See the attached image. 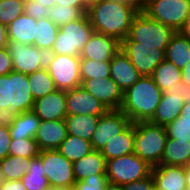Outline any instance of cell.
Wrapping results in <instances>:
<instances>
[{
  "label": "cell",
  "mask_w": 190,
  "mask_h": 190,
  "mask_svg": "<svg viewBox=\"0 0 190 190\" xmlns=\"http://www.w3.org/2000/svg\"><path fill=\"white\" fill-rule=\"evenodd\" d=\"M134 123V153L152 167L160 165L168 137L165 127L150 122Z\"/></svg>",
  "instance_id": "3957f363"
},
{
  "label": "cell",
  "mask_w": 190,
  "mask_h": 190,
  "mask_svg": "<svg viewBox=\"0 0 190 190\" xmlns=\"http://www.w3.org/2000/svg\"><path fill=\"white\" fill-rule=\"evenodd\" d=\"M190 0H149L142 10L149 18L181 31L189 19Z\"/></svg>",
  "instance_id": "52a82bcc"
},
{
  "label": "cell",
  "mask_w": 190,
  "mask_h": 190,
  "mask_svg": "<svg viewBox=\"0 0 190 190\" xmlns=\"http://www.w3.org/2000/svg\"><path fill=\"white\" fill-rule=\"evenodd\" d=\"M57 150L69 161L74 162L89 154L93 149L90 141L78 136L67 135Z\"/></svg>",
  "instance_id": "f546056e"
},
{
  "label": "cell",
  "mask_w": 190,
  "mask_h": 190,
  "mask_svg": "<svg viewBox=\"0 0 190 190\" xmlns=\"http://www.w3.org/2000/svg\"><path fill=\"white\" fill-rule=\"evenodd\" d=\"M99 117L94 115H67L65 118L67 134L90 141Z\"/></svg>",
  "instance_id": "4316f807"
},
{
  "label": "cell",
  "mask_w": 190,
  "mask_h": 190,
  "mask_svg": "<svg viewBox=\"0 0 190 190\" xmlns=\"http://www.w3.org/2000/svg\"><path fill=\"white\" fill-rule=\"evenodd\" d=\"M190 164V141L167 137L160 165L186 166Z\"/></svg>",
  "instance_id": "d4e9b609"
},
{
  "label": "cell",
  "mask_w": 190,
  "mask_h": 190,
  "mask_svg": "<svg viewBox=\"0 0 190 190\" xmlns=\"http://www.w3.org/2000/svg\"><path fill=\"white\" fill-rule=\"evenodd\" d=\"M165 59L183 69L190 62V41L180 31L175 32L165 51Z\"/></svg>",
  "instance_id": "484cf974"
},
{
  "label": "cell",
  "mask_w": 190,
  "mask_h": 190,
  "mask_svg": "<svg viewBox=\"0 0 190 190\" xmlns=\"http://www.w3.org/2000/svg\"><path fill=\"white\" fill-rule=\"evenodd\" d=\"M24 14V0H0V23L8 26Z\"/></svg>",
  "instance_id": "74e56055"
},
{
  "label": "cell",
  "mask_w": 190,
  "mask_h": 190,
  "mask_svg": "<svg viewBox=\"0 0 190 190\" xmlns=\"http://www.w3.org/2000/svg\"><path fill=\"white\" fill-rule=\"evenodd\" d=\"M39 157L49 184L60 188H73L76 182L73 162L61 155L57 149L42 150Z\"/></svg>",
  "instance_id": "8fae6325"
},
{
  "label": "cell",
  "mask_w": 190,
  "mask_h": 190,
  "mask_svg": "<svg viewBox=\"0 0 190 190\" xmlns=\"http://www.w3.org/2000/svg\"><path fill=\"white\" fill-rule=\"evenodd\" d=\"M20 180L27 190H42L49 185L39 156L31 159L28 172Z\"/></svg>",
  "instance_id": "836d02e7"
},
{
  "label": "cell",
  "mask_w": 190,
  "mask_h": 190,
  "mask_svg": "<svg viewBox=\"0 0 190 190\" xmlns=\"http://www.w3.org/2000/svg\"><path fill=\"white\" fill-rule=\"evenodd\" d=\"M56 4H59V5H62V6L78 7L84 13H87L88 6H89L86 3V0H56Z\"/></svg>",
  "instance_id": "bcb514c9"
},
{
  "label": "cell",
  "mask_w": 190,
  "mask_h": 190,
  "mask_svg": "<svg viewBox=\"0 0 190 190\" xmlns=\"http://www.w3.org/2000/svg\"><path fill=\"white\" fill-rule=\"evenodd\" d=\"M122 51L141 76H150L154 69L165 59V52L156 46L138 45L126 37L120 42Z\"/></svg>",
  "instance_id": "7c38bea8"
},
{
  "label": "cell",
  "mask_w": 190,
  "mask_h": 190,
  "mask_svg": "<svg viewBox=\"0 0 190 190\" xmlns=\"http://www.w3.org/2000/svg\"><path fill=\"white\" fill-rule=\"evenodd\" d=\"M9 43L7 26L0 23V50L6 49Z\"/></svg>",
  "instance_id": "681fc988"
},
{
  "label": "cell",
  "mask_w": 190,
  "mask_h": 190,
  "mask_svg": "<svg viewBox=\"0 0 190 190\" xmlns=\"http://www.w3.org/2000/svg\"><path fill=\"white\" fill-rule=\"evenodd\" d=\"M151 175L161 190H186L183 166L157 165L152 167Z\"/></svg>",
  "instance_id": "44dd1931"
},
{
  "label": "cell",
  "mask_w": 190,
  "mask_h": 190,
  "mask_svg": "<svg viewBox=\"0 0 190 190\" xmlns=\"http://www.w3.org/2000/svg\"><path fill=\"white\" fill-rule=\"evenodd\" d=\"M155 186L153 176L150 175L147 178L122 185L121 188L122 190H154Z\"/></svg>",
  "instance_id": "b9f144b4"
},
{
  "label": "cell",
  "mask_w": 190,
  "mask_h": 190,
  "mask_svg": "<svg viewBox=\"0 0 190 190\" xmlns=\"http://www.w3.org/2000/svg\"><path fill=\"white\" fill-rule=\"evenodd\" d=\"M81 87L98 99L108 110L121 108L123 92L110 77L84 80Z\"/></svg>",
  "instance_id": "9a60e30c"
},
{
  "label": "cell",
  "mask_w": 190,
  "mask_h": 190,
  "mask_svg": "<svg viewBox=\"0 0 190 190\" xmlns=\"http://www.w3.org/2000/svg\"><path fill=\"white\" fill-rule=\"evenodd\" d=\"M49 9L43 4H39L35 0H24V13L33 17L36 20L46 18L48 16Z\"/></svg>",
  "instance_id": "60d3db41"
},
{
  "label": "cell",
  "mask_w": 190,
  "mask_h": 190,
  "mask_svg": "<svg viewBox=\"0 0 190 190\" xmlns=\"http://www.w3.org/2000/svg\"><path fill=\"white\" fill-rule=\"evenodd\" d=\"M135 123H130L121 133L108 141L101 149L105 160L134 153Z\"/></svg>",
  "instance_id": "7402d4cb"
},
{
  "label": "cell",
  "mask_w": 190,
  "mask_h": 190,
  "mask_svg": "<svg viewBox=\"0 0 190 190\" xmlns=\"http://www.w3.org/2000/svg\"><path fill=\"white\" fill-rule=\"evenodd\" d=\"M93 32L89 17L85 13L81 18L59 27L50 54L79 56Z\"/></svg>",
  "instance_id": "277c9868"
},
{
  "label": "cell",
  "mask_w": 190,
  "mask_h": 190,
  "mask_svg": "<svg viewBox=\"0 0 190 190\" xmlns=\"http://www.w3.org/2000/svg\"><path fill=\"white\" fill-rule=\"evenodd\" d=\"M139 10L130 3L101 0L88 6L87 15L95 32L116 38L119 42L129 33Z\"/></svg>",
  "instance_id": "6da1fadb"
},
{
  "label": "cell",
  "mask_w": 190,
  "mask_h": 190,
  "mask_svg": "<svg viewBox=\"0 0 190 190\" xmlns=\"http://www.w3.org/2000/svg\"><path fill=\"white\" fill-rule=\"evenodd\" d=\"M40 122V118L33 111L21 113L9 127L11 138H34Z\"/></svg>",
  "instance_id": "83f0119b"
},
{
  "label": "cell",
  "mask_w": 190,
  "mask_h": 190,
  "mask_svg": "<svg viewBox=\"0 0 190 190\" xmlns=\"http://www.w3.org/2000/svg\"><path fill=\"white\" fill-rule=\"evenodd\" d=\"M40 120H65L66 91L56 89L48 95L34 101L32 110Z\"/></svg>",
  "instance_id": "ac0fdd59"
},
{
  "label": "cell",
  "mask_w": 190,
  "mask_h": 190,
  "mask_svg": "<svg viewBox=\"0 0 190 190\" xmlns=\"http://www.w3.org/2000/svg\"><path fill=\"white\" fill-rule=\"evenodd\" d=\"M67 135L65 120H41L34 139L40 151L52 150L58 149Z\"/></svg>",
  "instance_id": "d6986e66"
},
{
  "label": "cell",
  "mask_w": 190,
  "mask_h": 190,
  "mask_svg": "<svg viewBox=\"0 0 190 190\" xmlns=\"http://www.w3.org/2000/svg\"><path fill=\"white\" fill-rule=\"evenodd\" d=\"M0 190H27L21 180H4L0 184Z\"/></svg>",
  "instance_id": "7dc6e473"
},
{
  "label": "cell",
  "mask_w": 190,
  "mask_h": 190,
  "mask_svg": "<svg viewBox=\"0 0 190 190\" xmlns=\"http://www.w3.org/2000/svg\"><path fill=\"white\" fill-rule=\"evenodd\" d=\"M4 181V175H3V172H2V168H1V165H0V184Z\"/></svg>",
  "instance_id": "91938a15"
},
{
  "label": "cell",
  "mask_w": 190,
  "mask_h": 190,
  "mask_svg": "<svg viewBox=\"0 0 190 190\" xmlns=\"http://www.w3.org/2000/svg\"><path fill=\"white\" fill-rule=\"evenodd\" d=\"M16 115L10 112L7 108L0 109V125L10 127L15 120Z\"/></svg>",
  "instance_id": "c3c4849f"
},
{
  "label": "cell",
  "mask_w": 190,
  "mask_h": 190,
  "mask_svg": "<svg viewBox=\"0 0 190 190\" xmlns=\"http://www.w3.org/2000/svg\"><path fill=\"white\" fill-rule=\"evenodd\" d=\"M58 31L59 27L47 17L37 20L36 38L33 45L39 49H46L50 52Z\"/></svg>",
  "instance_id": "1f68e13d"
},
{
  "label": "cell",
  "mask_w": 190,
  "mask_h": 190,
  "mask_svg": "<svg viewBox=\"0 0 190 190\" xmlns=\"http://www.w3.org/2000/svg\"><path fill=\"white\" fill-rule=\"evenodd\" d=\"M7 49L12 59L13 71L29 75L47 68L50 52L46 49L15 41H9Z\"/></svg>",
  "instance_id": "9c48e42d"
},
{
  "label": "cell",
  "mask_w": 190,
  "mask_h": 190,
  "mask_svg": "<svg viewBox=\"0 0 190 190\" xmlns=\"http://www.w3.org/2000/svg\"><path fill=\"white\" fill-rule=\"evenodd\" d=\"M121 3H130L135 6L139 11H142L148 4L149 0H109Z\"/></svg>",
  "instance_id": "f907efd6"
},
{
  "label": "cell",
  "mask_w": 190,
  "mask_h": 190,
  "mask_svg": "<svg viewBox=\"0 0 190 190\" xmlns=\"http://www.w3.org/2000/svg\"><path fill=\"white\" fill-rule=\"evenodd\" d=\"M151 170L152 166L135 153L106 161L107 180L121 186L149 177Z\"/></svg>",
  "instance_id": "8992f818"
},
{
  "label": "cell",
  "mask_w": 190,
  "mask_h": 190,
  "mask_svg": "<svg viewBox=\"0 0 190 190\" xmlns=\"http://www.w3.org/2000/svg\"><path fill=\"white\" fill-rule=\"evenodd\" d=\"M37 20L25 13L7 26L9 41L33 45L36 38Z\"/></svg>",
  "instance_id": "cb8c5ba5"
},
{
  "label": "cell",
  "mask_w": 190,
  "mask_h": 190,
  "mask_svg": "<svg viewBox=\"0 0 190 190\" xmlns=\"http://www.w3.org/2000/svg\"><path fill=\"white\" fill-rule=\"evenodd\" d=\"M141 77V74L122 51H119L110 61V78L119 86L123 93Z\"/></svg>",
  "instance_id": "ffe728a7"
},
{
  "label": "cell",
  "mask_w": 190,
  "mask_h": 190,
  "mask_svg": "<svg viewBox=\"0 0 190 190\" xmlns=\"http://www.w3.org/2000/svg\"><path fill=\"white\" fill-rule=\"evenodd\" d=\"M179 116L184 118H190V99H188L187 102L184 103V106Z\"/></svg>",
  "instance_id": "f5cc1de1"
},
{
  "label": "cell",
  "mask_w": 190,
  "mask_h": 190,
  "mask_svg": "<svg viewBox=\"0 0 190 190\" xmlns=\"http://www.w3.org/2000/svg\"><path fill=\"white\" fill-rule=\"evenodd\" d=\"M76 181H82L91 175H106V160L101 151L92 150L72 164Z\"/></svg>",
  "instance_id": "603a6c76"
},
{
  "label": "cell",
  "mask_w": 190,
  "mask_h": 190,
  "mask_svg": "<svg viewBox=\"0 0 190 190\" xmlns=\"http://www.w3.org/2000/svg\"><path fill=\"white\" fill-rule=\"evenodd\" d=\"M42 190H73V188H60V187H55L51 184L47 185L44 189Z\"/></svg>",
  "instance_id": "680465c9"
},
{
  "label": "cell",
  "mask_w": 190,
  "mask_h": 190,
  "mask_svg": "<svg viewBox=\"0 0 190 190\" xmlns=\"http://www.w3.org/2000/svg\"><path fill=\"white\" fill-rule=\"evenodd\" d=\"M181 81L190 86V62L181 69Z\"/></svg>",
  "instance_id": "816d5d0a"
},
{
  "label": "cell",
  "mask_w": 190,
  "mask_h": 190,
  "mask_svg": "<svg viewBox=\"0 0 190 190\" xmlns=\"http://www.w3.org/2000/svg\"><path fill=\"white\" fill-rule=\"evenodd\" d=\"M38 1L39 4H43L45 7H47L49 10L56 5V0H35Z\"/></svg>",
  "instance_id": "6f0895ef"
},
{
  "label": "cell",
  "mask_w": 190,
  "mask_h": 190,
  "mask_svg": "<svg viewBox=\"0 0 190 190\" xmlns=\"http://www.w3.org/2000/svg\"><path fill=\"white\" fill-rule=\"evenodd\" d=\"M150 77L161 91L178 86L181 81V69L177 68L172 62L164 59L153 71Z\"/></svg>",
  "instance_id": "f1b7e54d"
},
{
  "label": "cell",
  "mask_w": 190,
  "mask_h": 190,
  "mask_svg": "<svg viewBox=\"0 0 190 190\" xmlns=\"http://www.w3.org/2000/svg\"><path fill=\"white\" fill-rule=\"evenodd\" d=\"M103 190H122L121 185L107 182L103 188Z\"/></svg>",
  "instance_id": "9f6ffc18"
},
{
  "label": "cell",
  "mask_w": 190,
  "mask_h": 190,
  "mask_svg": "<svg viewBox=\"0 0 190 190\" xmlns=\"http://www.w3.org/2000/svg\"><path fill=\"white\" fill-rule=\"evenodd\" d=\"M39 153L40 149L34 138H12L9 155L32 159L38 157Z\"/></svg>",
  "instance_id": "8d00e7d4"
},
{
  "label": "cell",
  "mask_w": 190,
  "mask_h": 190,
  "mask_svg": "<svg viewBox=\"0 0 190 190\" xmlns=\"http://www.w3.org/2000/svg\"><path fill=\"white\" fill-rule=\"evenodd\" d=\"M174 33L172 28L139 11L132 21L127 37L133 42H138V45L156 46V49L165 52Z\"/></svg>",
  "instance_id": "5b68a950"
},
{
  "label": "cell",
  "mask_w": 190,
  "mask_h": 190,
  "mask_svg": "<svg viewBox=\"0 0 190 190\" xmlns=\"http://www.w3.org/2000/svg\"><path fill=\"white\" fill-rule=\"evenodd\" d=\"M28 76L11 71L9 73V107L7 108L14 115L19 116L23 112L32 111L34 106Z\"/></svg>",
  "instance_id": "5bb4252c"
},
{
  "label": "cell",
  "mask_w": 190,
  "mask_h": 190,
  "mask_svg": "<svg viewBox=\"0 0 190 190\" xmlns=\"http://www.w3.org/2000/svg\"><path fill=\"white\" fill-rule=\"evenodd\" d=\"M27 76L30 91L34 100L42 98L56 90L54 81L46 68L35 71Z\"/></svg>",
  "instance_id": "4dcf8cb0"
},
{
  "label": "cell",
  "mask_w": 190,
  "mask_h": 190,
  "mask_svg": "<svg viewBox=\"0 0 190 190\" xmlns=\"http://www.w3.org/2000/svg\"><path fill=\"white\" fill-rule=\"evenodd\" d=\"M31 159L9 155L0 161L4 180H20L27 172Z\"/></svg>",
  "instance_id": "d6a6232c"
},
{
  "label": "cell",
  "mask_w": 190,
  "mask_h": 190,
  "mask_svg": "<svg viewBox=\"0 0 190 190\" xmlns=\"http://www.w3.org/2000/svg\"><path fill=\"white\" fill-rule=\"evenodd\" d=\"M180 32L183 33L190 41V18L186 21L183 29Z\"/></svg>",
  "instance_id": "11a10c76"
},
{
  "label": "cell",
  "mask_w": 190,
  "mask_h": 190,
  "mask_svg": "<svg viewBox=\"0 0 190 190\" xmlns=\"http://www.w3.org/2000/svg\"><path fill=\"white\" fill-rule=\"evenodd\" d=\"M120 51V42L111 36L93 32L79 57L98 62H110Z\"/></svg>",
  "instance_id": "e0dca14e"
},
{
  "label": "cell",
  "mask_w": 190,
  "mask_h": 190,
  "mask_svg": "<svg viewBox=\"0 0 190 190\" xmlns=\"http://www.w3.org/2000/svg\"><path fill=\"white\" fill-rule=\"evenodd\" d=\"M107 182L106 175H91L82 181H76L73 190H103Z\"/></svg>",
  "instance_id": "ab89813d"
},
{
  "label": "cell",
  "mask_w": 190,
  "mask_h": 190,
  "mask_svg": "<svg viewBox=\"0 0 190 190\" xmlns=\"http://www.w3.org/2000/svg\"><path fill=\"white\" fill-rule=\"evenodd\" d=\"M46 69L56 89L68 91L81 86L79 56L50 54Z\"/></svg>",
  "instance_id": "ba28073f"
},
{
  "label": "cell",
  "mask_w": 190,
  "mask_h": 190,
  "mask_svg": "<svg viewBox=\"0 0 190 190\" xmlns=\"http://www.w3.org/2000/svg\"><path fill=\"white\" fill-rule=\"evenodd\" d=\"M97 1H101V0H86V3H87L88 5H90V4H92V3H94V2H97Z\"/></svg>",
  "instance_id": "94428289"
},
{
  "label": "cell",
  "mask_w": 190,
  "mask_h": 190,
  "mask_svg": "<svg viewBox=\"0 0 190 190\" xmlns=\"http://www.w3.org/2000/svg\"><path fill=\"white\" fill-rule=\"evenodd\" d=\"M163 92L150 76H142L123 93L120 110L134 122H149L155 114Z\"/></svg>",
  "instance_id": "7a4b0ae2"
},
{
  "label": "cell",
  "mask_w": 190,
  "mask_h": 190,
  "mask_svg": "<svg viewBox=\"0 0 190 190\" xmlns=\"http://www.w3.org/2000/svg\"><path fill=\"white\" fill-rule=\"evenodd\" d=\"M81 81L110 77V62H98L80 57Z\"/></svg>",
  "instance_id": "d590c367"
},
{
  "label": "cell",
  "mask_w": 190,
  "mask_h": 190,
  "mask_svg": "<svg viewBox=\"0 0 190 190\" xmlns=\"http://www.w3.org/2000/svg\"><path fill=\"white\" fill-rule=\"evenodd\" d=\"M85 13L78 7L54 5L49 11L47 18L58 27L64 26L71 21L81 18Z\"/></svg>",
  "instance_id": "e575fe53"
},
{
  "label": "cell",
  "mask_w": 190,
  "mask_h": 190,
  "mask_svg": "<svg viewBox=\"0 0 190 190\" xmlns=\"http://www.w3.org/2000/svg\"><path fill=\"white\" fill-rule=\"evenodd\" d=\"M165 130L169 138L190 141V118L178 116L165 126Z\"/></svg>",
  "instance_id": "f35d334b"
},
{
  "label": "cell",
  "mask_w": 190,
  "mask_h": 190,
  "mask_svg": "<svg viewBox=\"0 0 190 190\" xmlns=\"http://www.w3.org/2000/svg\"><path fill=\"white\" fill-rule=\"evenodd\" d=\"M13 71V63L8 49L0 50V76Z\"/></svg>",
  "instance_id": "f6af8a7d"
},
{
  "label": "cell",
  "mask_w": 190,
  "mask_h": 190,
  "mask_svg": "<svg viewBox=\"0 0 190 190\" xmlns=\"http://www.w3.org/2000/svg\"><path fill=\"white\" fill-rule=\"evenodd\" d=\"M11 140L9 127L0 125V161L9 156Z\"/></svg>",
  "instance_id": "7bdbcfd3"
},
{
  "label": "cell",
  "mask_w": 190,
  "mask_h": 190,
  "mask_svg": "<svg viewBox=\"0 0 190 190\" xmlns=\"http://www.w3.org/2000/svg\"><path fill=\"white\" fill-rule=\"evenodd\" d=\"M67 115L101 116L108 109L81 86L66 91Z\"/></svg>",
  "instance_id": "2e32d148"
},
{
  "label": "cell",
  "mask_w": 190,
  "mask_h": 190,
  "mask_svg": "<svg viewBox=\"0 0 190 190\" xmlns=\"http://www.w3.org/2000/svg\"><path fill=\"white\" fill-rule=\"evenodd\" d=\"M162 92L161 101L149 122L165 127L180 115L184 103L190 99V86L180 81L178 86Z\"/></svg>",
  "instance_id": "30bf717a"
},
{
  "label": "cell",
  "mask_w": 190,
  "mask_h": 190,
  "mask_svg": "<svg viewBox=\"0 0 190 190\" xmlns=\"http://www.w3.org/2000/svg\"><path fill=\"white\" fill-rule=\"evenodd\" d=\"M186 190H190V164L184 166Z\"/></svg>",
  "instance_id": "db71d44e"
},
{
  "label": "cell",
  "mask_w": 190,
  "mask_h": 190,
  "mask_svg": "<svg viewBox=\"0 0 190 190\" xmlns=\"http://www.w3.org/2000/svg\"><path fill=\"white\" fill-rule=\"evenodd\" d=\"M130 119L119 110H108L101 115L97 127L90 139L93 150L101 151L105 144L121 133L129 124Z\"/></svg>",
  "instance_id": "4fadbf2b"
},
{
  "label": "cell",
  "mask_w": 190,
  "mask_h": 190,
  "mask_svg": "<svg viewBox=\"0 0 190 190\" xmlns=\"http://www.w3.org/2000/svg\"><path fill=\"white\" fill-rule=\"evenodd\" d=\"M9 107V73L0 76V109Z\"/></svg>",
  "instance_id": "ee69618b"
}]
</instances>
